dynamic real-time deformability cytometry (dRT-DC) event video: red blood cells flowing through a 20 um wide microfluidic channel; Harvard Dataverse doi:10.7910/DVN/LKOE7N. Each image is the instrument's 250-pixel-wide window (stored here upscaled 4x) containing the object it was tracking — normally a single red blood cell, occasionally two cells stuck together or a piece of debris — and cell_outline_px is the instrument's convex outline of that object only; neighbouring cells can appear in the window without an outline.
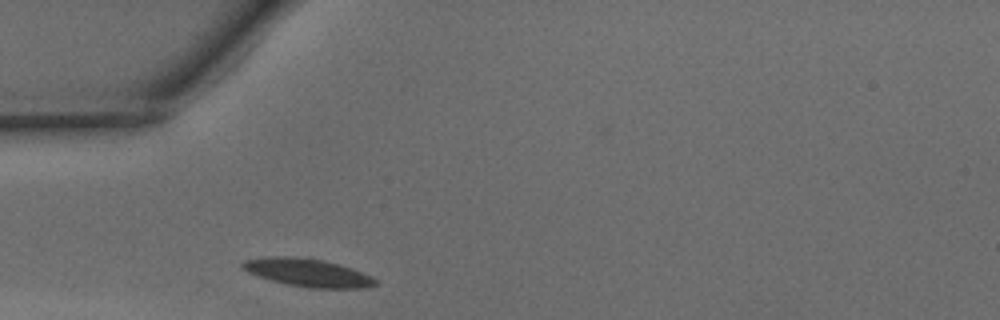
{"species": "common noctule bat (a hibernating species)", "species_latin": "Nyctalus noctula", "temperature_condition": "warm", "stored_images_in_passage": 30, "camera_frame_rate_fps": 3000, "um_per_image_px": 0.085, "animal": {"sex": "male", "body_mass_g": 15.6}, "frame": {"image": 1, "passage_image": 1, "time_ms": 0.0, "image_size_px": [1000, 320], "cell_outline_px": [[380, 284], [368, 288], [308, 288], [288, 284], [272, 280], [248, 272], [240, 264], [244, 260], [264, 256], [292, 256], [324, 260], [340, 264], [352, 268], [372, 276]], "centroid_in_image_um": [26.21, 23.17], "position_along_channel_um": 58.8, "area_um2": 21.79}}
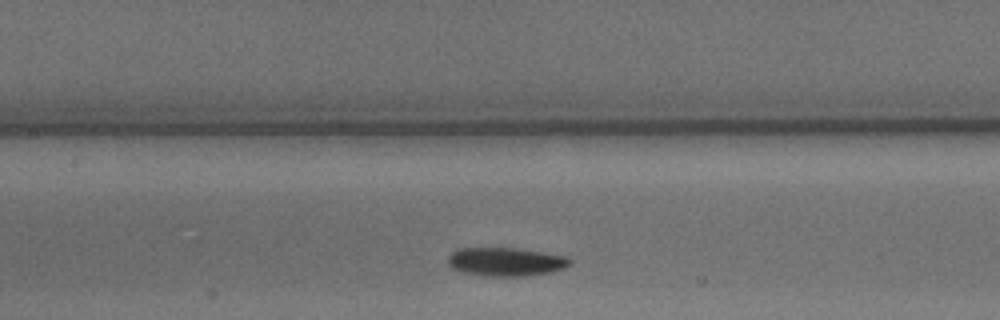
{"frame": {"image": 2, "passage_image": 9, "time_ms": 2.667, "image_size_px": [1000, 320], "cell_outline_px": [[572, 260], [564, 268], [548, 272], [524, 276], [480, 276], [464, 272], [452, 268], [448, 264], [448, 256], [452, 252], [460, 248], [516, 248], [568, 256]], "centroid_in_image_um": [42.97, 22.25], "position_along_channel_um": 164.4, "area_um2": 20.23}}
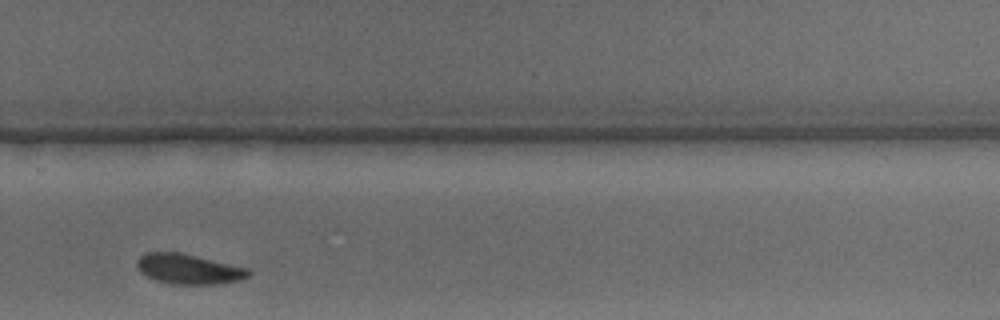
{"frame": {"image": 3, "passage_image": 20, "time_ms": 6.333, "image_size_px": [1000, 320], "cell_outline_px": [[252, 272], [248, 276], [240, 280], [216, 284], [172, 284], [156, 280], [140, 272], [136, 264], [136, 260], [144, 252], [180, 252], [248, 268]], "centroid_in_image_um": [16.02, 22.86], "position_along_channel_um": 313.8, "area_um2": 19.54}, "authors_computed_cell_mechanics": {"area_um2": 19.7387, "velocity_mm_per_s": 4.0891, "shape_relaxation_time_tau1_ms": 3.3579, "shape_relaxation_time_tau2_ms": 7.1751, "deformation_change_tau1": 0.0864, "deformation_change_tau2": 0.1216}}